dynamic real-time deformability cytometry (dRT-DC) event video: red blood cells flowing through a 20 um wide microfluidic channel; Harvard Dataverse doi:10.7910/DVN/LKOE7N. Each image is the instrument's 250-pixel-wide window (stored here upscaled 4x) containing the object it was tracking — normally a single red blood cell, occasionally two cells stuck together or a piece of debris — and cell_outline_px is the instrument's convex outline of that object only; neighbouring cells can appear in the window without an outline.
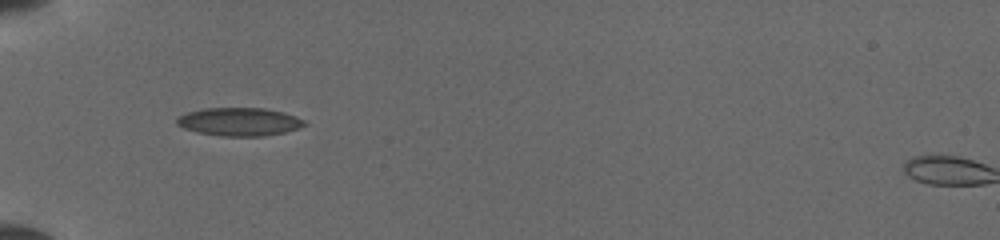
{"species": "common noctule bat (a hibernating species)", "species_latin": "Nyctalus noctula", "temperature_condition": "cold", "stored_images_in_passage": 33, "camera_frame_rate_fps": 3000, "um_per_image_px": 0.085, "animal": {"sex": "female", "body_mass_g": 19.5, "forearm_length_mm": 54.1}, "frame": {"image": 1, "passage_image": 1, "time_ms": 0.0, "image_size_px": [1000, 240], "cell_outline_px": [[308, 124], [284, 132], [264, 136], [220, 136], [196, 132], [184, 128], [176, 124], [176, 116], [188, 112], [204, 108], [264, 108], [284, 112], [296, 116], [304, 120]], "centroid_in_image_um": [20.31, 10.34], "position_along_channel_um": 64.7, "area_um2": 21.04}}
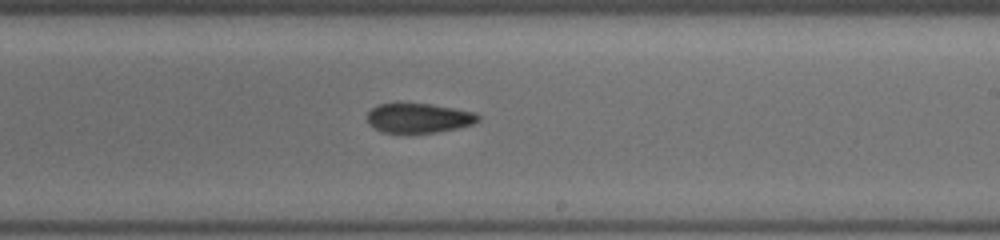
{"frame": {"image": 2, "passage_image": 15, "time_ms": 4.667, "image_size_px": [1000, 240], "cell_outline_px": [[480, 120], [472, 124], [460, 128], [436, 132], [384, 132], [368, 124], [368, 112], [372, 108], [380, 104], [432, 104], [476, 112], [480, 116]], "centroid_in_image_um": [35.65, 10.03], "position_along_channel_um": 253.3, "area_um2": 18.9}}
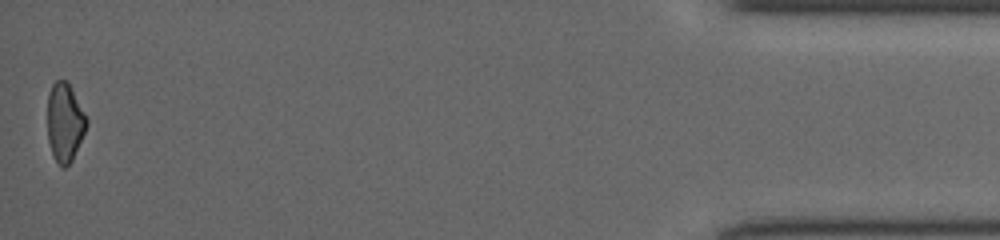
{"frame": {"image": 3, "passage_image": 33, "time_ms": 10.667, "image_size_px": [1000, 240], "cell_outline_px": [[88, 124], [72, 160], [64, 168], [60, 168], [52, 156], [48, 140], [48, 96], [52, 84], [56, 80], [64, 80], [68, 84], [88, 120]], "centroid_in_image_um": [5.49, 10.46], "position_along_channel_um": 429.7, "area_um2": 17.69}}